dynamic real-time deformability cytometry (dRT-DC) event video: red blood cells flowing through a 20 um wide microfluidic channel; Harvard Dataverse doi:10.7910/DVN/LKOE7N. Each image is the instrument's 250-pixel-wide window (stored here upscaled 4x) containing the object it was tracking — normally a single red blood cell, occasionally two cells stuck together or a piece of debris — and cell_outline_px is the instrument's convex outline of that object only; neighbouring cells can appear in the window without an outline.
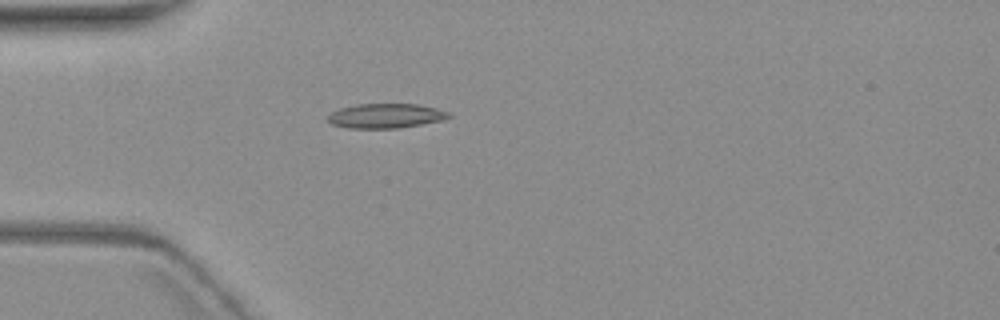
{"species": "common noctule bat (a hibernating species)", "species_latin": "Nyctalus noctula", "temperature_condition": "warm", "stored_images_in_passage": 6, "camera_frame_rate_fps": 3000, "um_per_image_px": 0.085, "animal": {"sex": "female", "body_mass_g": 19.3, "forearm_length_mm": 54.1}, "frame": {"image": 1, "passage_image": 5, "time_ms": 5.0, "image_size_px": [1000, 320], "cell_outline_px": [[452, 116], [444, 120], [400, 128], [348, 128], [332, 124], [328, 120], [328, 116], [332, 112], [340, 108], [356, 104], [416, 104], [436, 108], [448, 112]], "centroid_in_image_um": [32.8, 9.85], "position_along_channel_um": 52.2, "area_um2": 17.28}}